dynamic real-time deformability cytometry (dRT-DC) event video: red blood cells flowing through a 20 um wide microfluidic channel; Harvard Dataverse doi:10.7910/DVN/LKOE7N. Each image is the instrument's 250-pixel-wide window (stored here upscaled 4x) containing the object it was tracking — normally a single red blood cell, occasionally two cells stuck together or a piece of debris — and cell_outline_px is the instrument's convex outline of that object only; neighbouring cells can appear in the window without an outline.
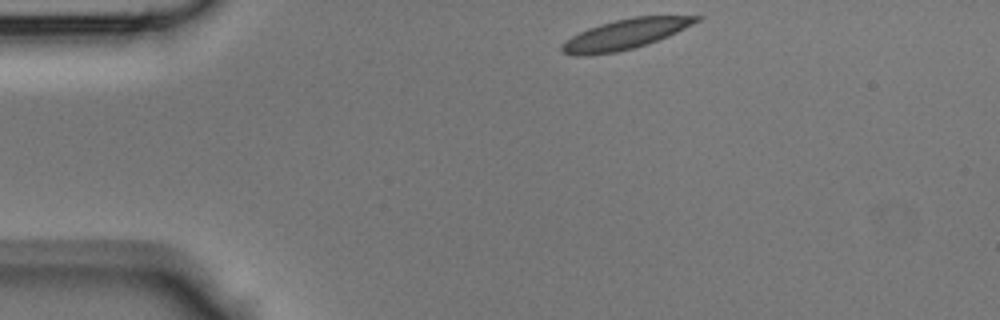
{"species": "Egyptian fruit bat (a non-hibernating species)", "species_latin": "Rousettus aegyptiacus", "temperature_condition": "room temperature", "stored_images_in_passage": 38, "camera_frame_rate_fps": 3000, "um_per_image_px": 0.085, "animal": {"sex": "male"}, "frame": {"image": 1, "passage_image": 1, "time_ms": 0.0, "image_size_px": [1000, 320], "cell_outline_px": [[704, 16], [700, 20], [668, 36], [632, 48], [616, 52], [588, 56], [576, 56], [560, 52], [560, 44], [564, 40], [588, 28], [600, 24], [632, 16]], "centroid_in_image_um": [53.06, 2.92], "position_along_channel_um": 31.9, "area_um2": 23.41}}
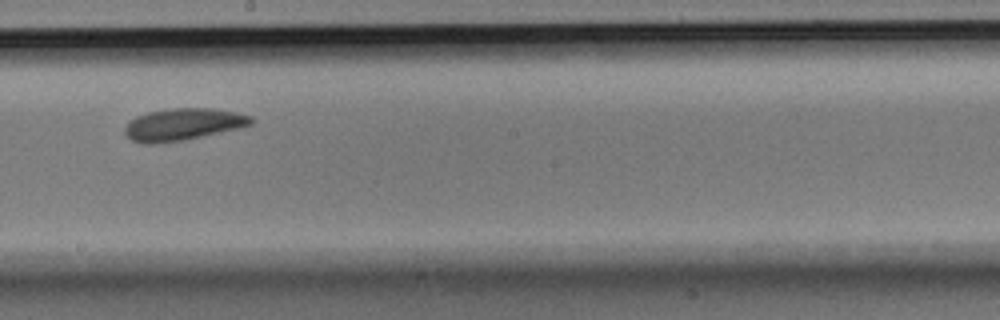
{"frame": {"image": 2, "passage_image": 18, "time_ms": 5.667, "image_size_px": [1000, 320], "cell_outline_px": [[256, 120], [252, 124], [240, 128], [184, 140], [156, 144], [144, 144], [132, 140], [124, 132], [124, 128], [136, 116], [148, 112], [168, 108], [212, 108], [236, 112], [252, 116]], "centroid_in_image_um": [15.59, 10.57], "position_along_channel_um": 232.6, "area_um2": 23.7}}
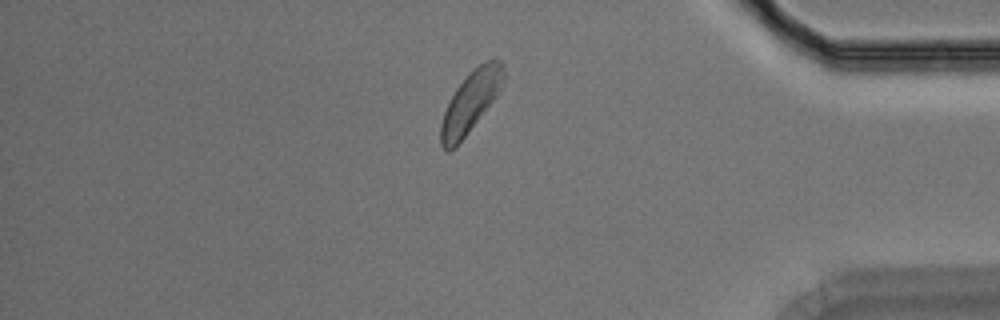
{"frame": {"image": 3, "passage_image": 31, "time_ms": 10.0, "image_size_px": [1000, 320], "cell_outline_px": [[504, 76], [500, 88], [496, 96], [464, 136], [448, 152], [444, 152], [440, 144], [440, 124], [444, 112], [456, 88], [472, 68], [488, 60], [500, 60], [504, 64]], "centroid_in_image_um": [39.97, 8.63], "position_along_channel_um": 395.2, "area_um2": 21.68}}